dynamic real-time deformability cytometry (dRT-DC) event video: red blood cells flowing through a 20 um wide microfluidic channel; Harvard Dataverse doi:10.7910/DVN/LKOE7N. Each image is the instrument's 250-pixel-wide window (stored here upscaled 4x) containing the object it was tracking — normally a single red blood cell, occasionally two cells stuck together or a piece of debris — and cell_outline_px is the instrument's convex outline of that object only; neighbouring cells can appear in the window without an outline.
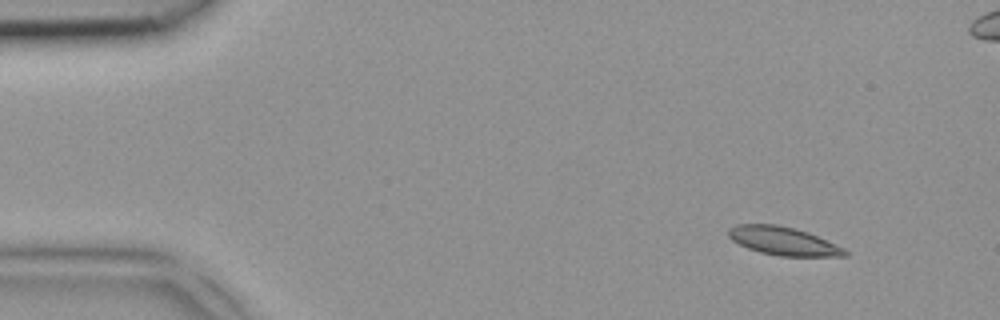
{"species": "common noctule bat (a hibernating species)", "species_latin": "Nyctalus noctula", "temperature_condition": "room temperature", "stored_images_in_passage": 5, "camera_frame_rate_fps": 3000, "um_per_image_px": 0.085, "animal": {"sex": "female", "body_mass_g": 18.4}, "frame": {"image": 1, "passage_image": 1, "time_ms": 0.0, "image_size_px": [1000, 320], "cell_outline_px": [[848, 256], [780, 256], [760, 252], [748, 248], [732, 240], [728, 236], [728, 228], [736, 224], [776, 224], [808, 232], [844, 248], [848, 252]], "centroid_in_image_um": [66.56, 20.48], "position_along_channel_um": 18.4, "area_um2": 19.07}}